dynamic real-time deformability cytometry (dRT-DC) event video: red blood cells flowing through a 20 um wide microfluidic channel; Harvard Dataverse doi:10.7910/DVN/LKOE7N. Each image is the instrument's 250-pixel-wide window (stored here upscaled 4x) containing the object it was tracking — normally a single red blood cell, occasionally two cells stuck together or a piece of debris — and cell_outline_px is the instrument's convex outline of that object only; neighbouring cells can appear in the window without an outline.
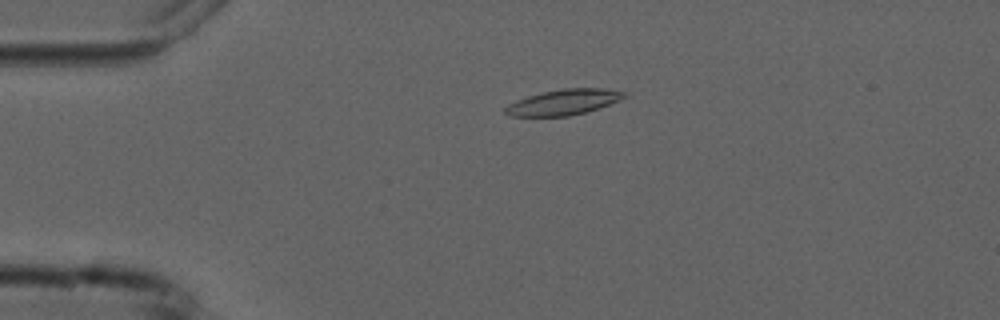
{"species": "common noctule bat (a hibernating species)", "species_latin": "Nyctalus noctula", "temperature_condition": "cold", "stored_images_in_passage": 2, "camera_frame_rate_fps": 3000, "um_per_image_px": 0.085, "animal": {"sex": "male", "forearm_length_mm": 52.5}, "frame": {"image": 1, "passage_image": 1, "time_ms": 0.0, "image_size_px": [1000, 320], "cell_outline_px": [[628, 96], [620, 100], [584, 112], [568, 116], [512, 116], [504, 112], [504, 108], [508, 104], [516, 100], [528, 96], [544, 92], [564, 88], [604, 88], [628, 92]], "centroid_in_image_um": [47.92, 8.67], "position_along_channel_um": 37.1, "area_um2": 17.57}}